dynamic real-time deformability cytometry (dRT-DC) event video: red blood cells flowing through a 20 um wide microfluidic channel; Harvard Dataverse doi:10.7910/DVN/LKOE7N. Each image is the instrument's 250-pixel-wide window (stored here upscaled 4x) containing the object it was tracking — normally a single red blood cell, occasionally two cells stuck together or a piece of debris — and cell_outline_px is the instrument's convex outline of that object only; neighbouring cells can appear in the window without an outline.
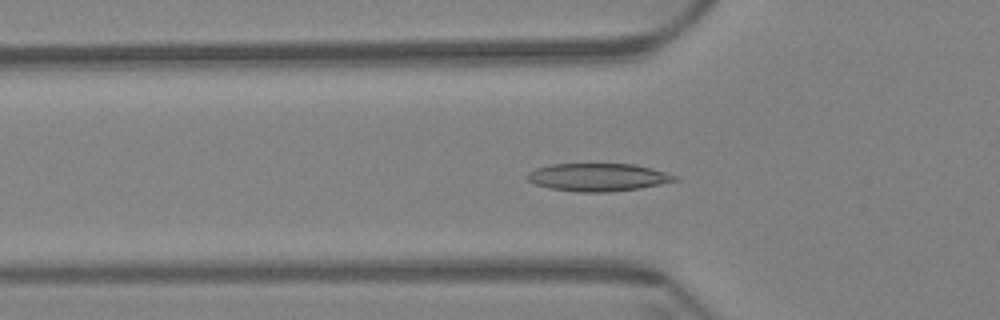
{"species": "Egyptian fruit bat (a non-hibernating species)", "species_latin": "Rousettus aegyptiacus", "temperature_condition": "warm", "stored_images_in_passage": 62, "camera_frame_rate_fps": 3000, "um_per_image_px": 0.085, "animal": {"sex": "female"}, "frame": {"image": 1, "passage_image": 21, "time_ms": 6.667, "image_size_px": [1000, 320], "cell_outline_px": [[680, 180], [640, 188], [608, 192], [580, 192], [548, 188], [536, 184], [528, 180], [524, 176], [528, 172], [536, 168], [552, 164], [636, 164], [652, 168], [680, 176]], "centroid_in_image_um": [50.86, 15.06], "position_along_channel_um": 74.9, "area_um2": 24.1}}
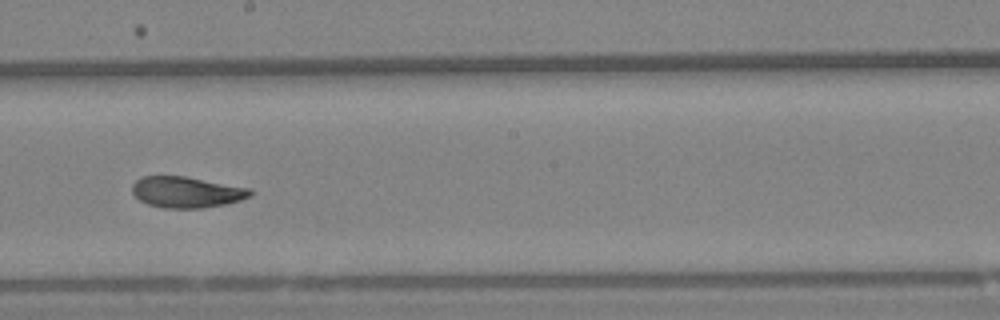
{"frame": {"image": 2, "passage_image": 35, "time_ms": 11.333, "image_size_px": [1000, 320], "cell_outline_px": [[252, 196], [240, 200], [224, 204], [204, 208], [164, 208], [148, 204], [140, 200], [132, 192], [132, 184], [140, 176], [184, 176], [252, 188]], "centroid_in_image_um": [15.87, 16.32], "position_along_channel_um": 232.3, "area_um2": 21.44}}
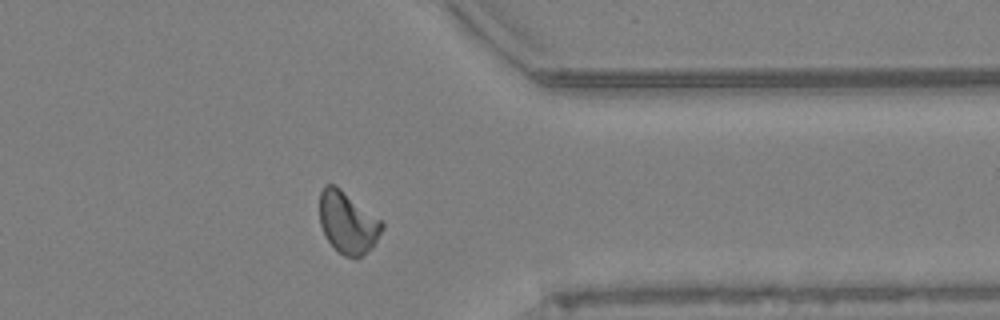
{"frame": {"image": 3, "passage_image": 49, "time_ms": 16.0, "image_size_px": [1000, 320], "cell_outline_px": [[384, 228], [372, 248], [360, 256], [344, 256], [328, 240], [320, 224], [320, 192], [324, 184], [336, 184], [380, 220], [384, 224]], "centroid_in_image_um": [29.55, 18.88], "position_along_channel_um": 381.9, "area_um2": 22.14}, "authors_computed_cell_mechanics": {"area_um2": 22.1374, "velocity_mm_per_s": 3.3775, "shape_relaxation_time_tau1_ms": 7.2846, "shape_relaxation_time_tau2_ms": 2.7262, "deformation_change_tau1": 0.1838, "deformation_change_tau2": 0.075}}